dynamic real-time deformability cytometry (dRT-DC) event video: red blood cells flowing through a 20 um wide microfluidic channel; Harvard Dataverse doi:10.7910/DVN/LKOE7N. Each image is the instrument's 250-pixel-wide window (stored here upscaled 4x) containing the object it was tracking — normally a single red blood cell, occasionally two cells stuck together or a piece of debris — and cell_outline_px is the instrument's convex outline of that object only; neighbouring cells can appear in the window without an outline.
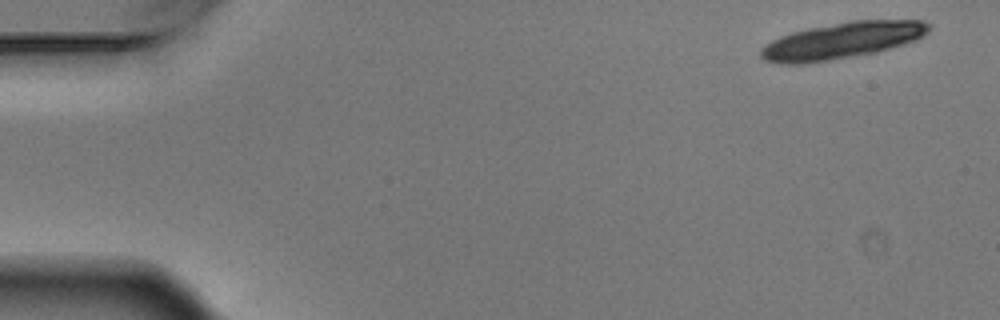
{"species": "Egyptian fruit bat (a non-hibernating species)", "species_latin": "Rousettus aegyptiacus", "temperature_condition": "warm", "stored_images_in_passage": 5, "camera_frame_rate_fps": 3000, "um_per_image_px": 0.085, "animal": {"sex": "male"}, "frame": {"image": 1, "passage_image": 1, "time_ms": 0.0, "image_size_px": [1000, 320], "cell_outline_px": [[932, 28], [924, 36], [916, 40], [876, 52], [800, 64], [784, 64], [764, 60], [760, 56], [760, 48], [764, 44], [780, 36], [792, 32], [808, 28], [848, 20], [924, 20], [932, 24]], "centroid_in_image_um": [71.59, 3.42], "position_along_channel_um": 13.4, "area_um2": 35.66}}
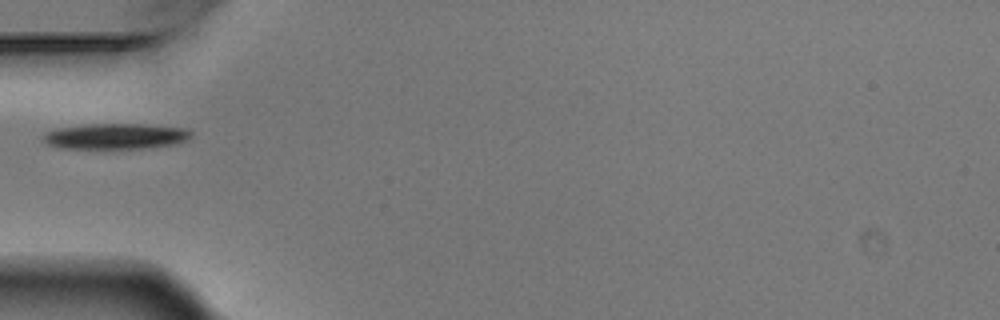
{"frame": {"image": 2, "passage_image": 5, "time_ms": 1.333, "image_size_px": [1000, 320], "cell_outline_px": [[192, 136], [176, 144], [140, 148], [60, 148], [48, 144], [44, 140], [44, 132], [56, 128], [88, 124], [144, 124], [188, 128], [192, 132]], "centroid_in_image_um": [9.84, 11.57], "position_along_channel_um": 75.2, "area_um2": 22.08}}